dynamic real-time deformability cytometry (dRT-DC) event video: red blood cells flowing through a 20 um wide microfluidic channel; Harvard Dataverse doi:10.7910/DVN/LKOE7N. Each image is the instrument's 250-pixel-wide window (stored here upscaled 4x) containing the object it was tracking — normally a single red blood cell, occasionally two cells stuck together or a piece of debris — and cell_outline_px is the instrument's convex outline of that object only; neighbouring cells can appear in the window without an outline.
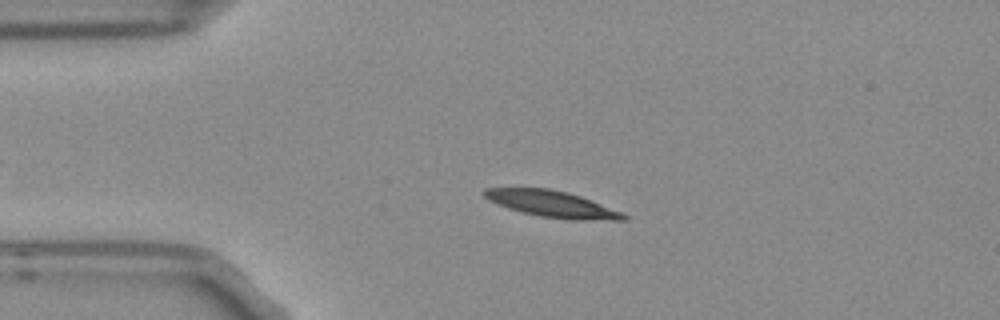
{"species": "Egyptian fruit bat (a non-hibernating species)", "species_latin": "Rousettus aegyptiacus", "temperature_condition": "room temperature", "stored_images_in_passage": 5, "camera_frame_rate_fps": 3000, "um_per_image_px": 0.085, "frame": {"image": 1, "passage_image": 3, "time_ms": 0.667, "image_size_px": [1000, 320], "cell_outline_px": [[628, 220], [576, 220], [540, 216], [508, 208], [488, 200], [480, 192], [484, 188], [548, 188], [568, 192], [580, 196], [620, 212], [628, 216]], "centroid_in_image_um": [46.88, 17.33], "position_along_channel_um": 38.1, "area_um2": 21.15}}
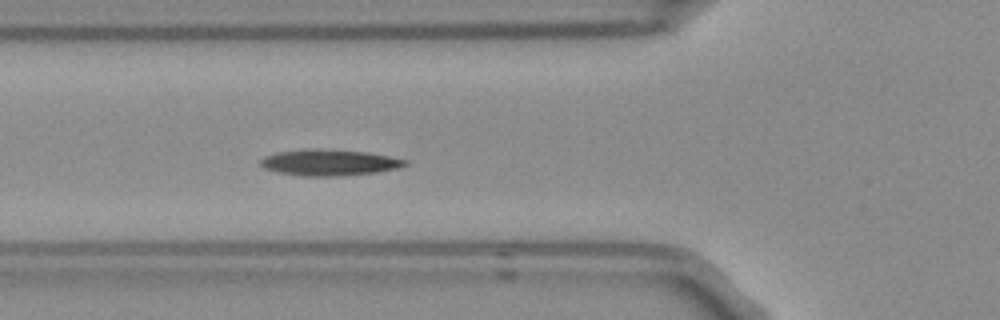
{"frame": {"image": 2, "passage_image": 5, "time_ms": 1.333, "image_size_px": [1000, 320], "cell_outline_px": [[408, 164], [400, 168], [376, 172], [340, 176], [304, 176], [276, 172], [264, 168], [260, 164], [260, 160], [264, 156], [276, 152], [312, 148], [316, 148], [368, 152], [408, 160]], "centroid_in_image_um": [27.98, 13.81], "position_along_channel_um": 97.8, "area_um2": 22.2}}